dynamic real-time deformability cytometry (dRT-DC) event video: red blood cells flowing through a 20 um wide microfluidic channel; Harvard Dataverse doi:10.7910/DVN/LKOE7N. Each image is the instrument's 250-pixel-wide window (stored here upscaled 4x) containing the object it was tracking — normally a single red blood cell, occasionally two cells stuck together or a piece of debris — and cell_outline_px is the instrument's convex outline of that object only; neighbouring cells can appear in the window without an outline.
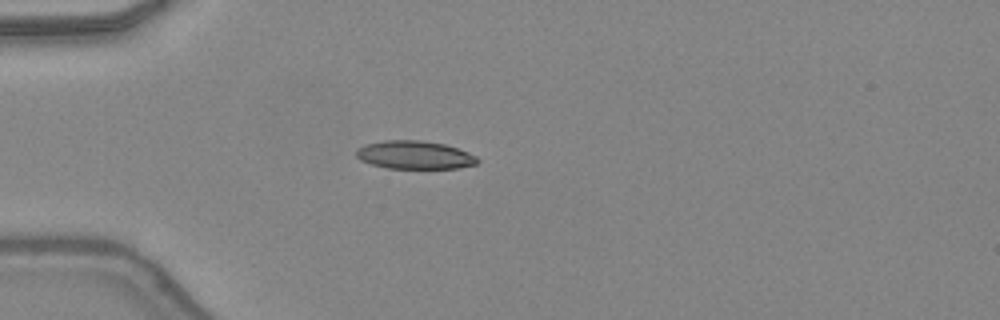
{"species": "common noctule bat (a hibernating species)", "species_latin": "Nyctalus noctula", "temperature_condition": "warm", "stored_images_in_passage": 24, "camera_frame_rate_fps": 3000, "um_per_image_px": 0.085, "animal": {"sex": "female", "body_mass_g": 24.6, "forearm_length_mm": 56.2}, "frame": {"image": 1, "passage_image": 1, "time_ms": 0.0, "image_size_px": [1000, 320], "cell_outline_px": [[480, 160], [476, 164], [460, 168], [388, 168], [372, 164], [360, 160], [356, 156], [356, 148], [364, 144], [384, 140], [420, 140], [444, 144], [468, 152], [476, 156]], "centroid_in_image_um": [35.23, 13.16], "position_along_channel_um": 49.8, "area_um2": 19.94}}
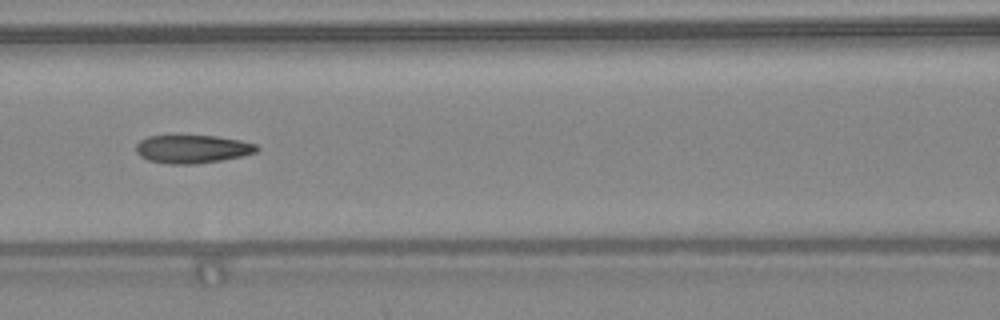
{"frame": {"image": 2, "passage_image": 9, "time_ms": 2.667, "image_size_px": [1000, 320], "cell_outline_px": [[260, 148], [256, 152], [244, 156], [196, 164], [172, 164], [148, 160], [140, 156], [136, 152], [136, 144], [140, 140], [148, 136], [216, 136], [240, 140], [256, 144]], "centroid_in_image_um": [16.37, 12.67], "position_along_channel_um": 150.2, "area_um2": 19.83}}
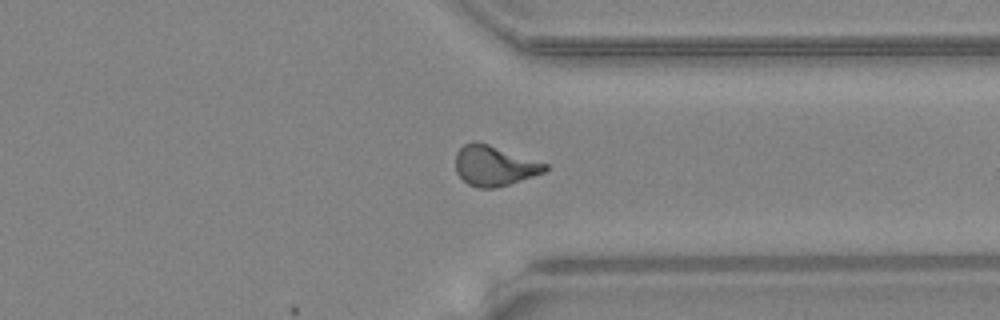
{"frame": {"image": 3, "passage_image": 24, "time_ms": 7.667, "image_size_px": [1000, 320], "cell_outline_px": [[548, 168], [544, 172], [496, 188], [480, 188], [468, 184], [456, 172], [456, 152], [464, 144], [472, 140], [476, 140], [548, 164]], "centroid_in_image_um": [41.98, 14.07], "position_along_channel_um": 369.4, "area_um2": 20.75}, "authors_computed_cell_mechanics": {"area_um2": 20.0277, "velocity_mm_per_s": 4.3894, "shape_relaxation_time_tau1_ms": 5.0146, "shape_relaxation_time_tau2_ms": 2.1708, "deformation_change_tau1": 0.2088, "deformation_change_tau2": 0.12}}